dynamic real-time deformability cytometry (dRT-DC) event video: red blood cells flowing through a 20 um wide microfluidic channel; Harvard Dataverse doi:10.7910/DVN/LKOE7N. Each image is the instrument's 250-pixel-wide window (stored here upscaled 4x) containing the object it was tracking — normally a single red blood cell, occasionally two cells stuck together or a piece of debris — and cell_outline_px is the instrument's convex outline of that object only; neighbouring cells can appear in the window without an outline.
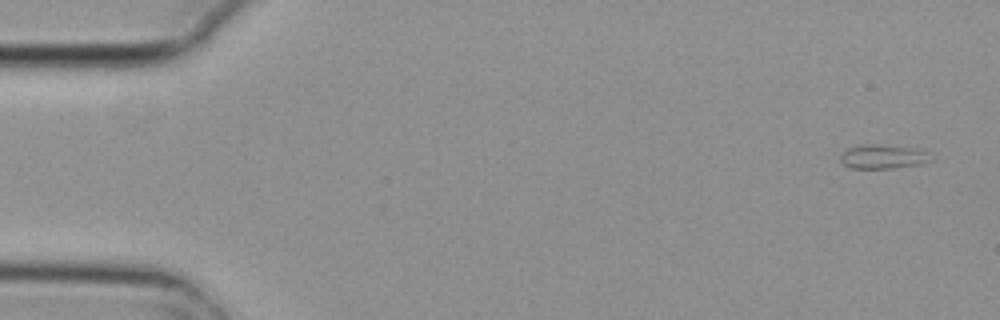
{"species": "common noctule bat (a hibernating species)", "species_latin": "Nyctalus noctula", "temperature_condition": "cold", "stored_images_in_passage": 5, "camera_frame_rate_fps": 3000, "um_per_image_px": 0.085, "animal": {"sex": "female", "body_mass_g": 29.2, "forearm_length_mm": 56.3}, "frame": {"image": 1, "passage_image": 1, "time_ms": 0.0, "image_size_px": [1000, 320], "cell_outline_px": [[932, 160], [920, 164], [892, 168], [852, 168], [844, 164], [840, 160], [840, 156], [844, 148], [860, 144], [880, 144], [912, 148], [924, 152]], "centroid_in_image_um": [74.95, 13.3], "position_along_channel_um": 10.1, "area_um2": 12.6}}